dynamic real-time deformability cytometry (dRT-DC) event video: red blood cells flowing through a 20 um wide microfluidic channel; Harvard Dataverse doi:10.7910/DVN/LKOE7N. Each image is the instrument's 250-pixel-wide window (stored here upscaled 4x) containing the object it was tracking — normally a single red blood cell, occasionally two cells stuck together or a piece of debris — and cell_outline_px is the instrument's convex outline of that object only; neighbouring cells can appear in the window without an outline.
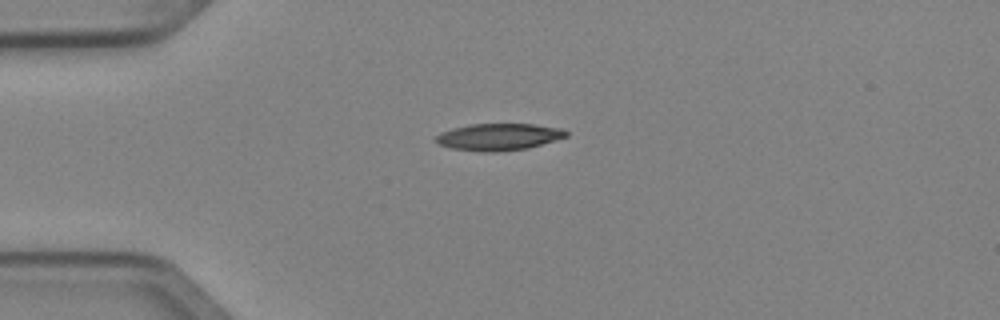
{"species": "Egyptian fruit bat (a non-hibernating species)", "species_latin": "Rousettus aegyptiacus", "temperature_condition": "cold", "stored_images_in_passage": 4, "camera_frame_rate_fps": 3000, "um_per_image_px": 0.085, "animal": {"sex": "female"}, "frame": {"image": 1, "passage_image": 1, "time_ms": 0.0, "image_size_px": [1000, 320], "cell_outline_px": [[568, 136], [528, 148], [492, 152], [488, 152], [452, 148], [440, 144], [432, 140], [440, 132], [452, 128], [468, 124], [536, 124], [564, 128], [568, 132]], "centroid_in_image_um": [42.4, 11.62], "position_along_channel_um": 42.6, "area_um2": 20.46}}
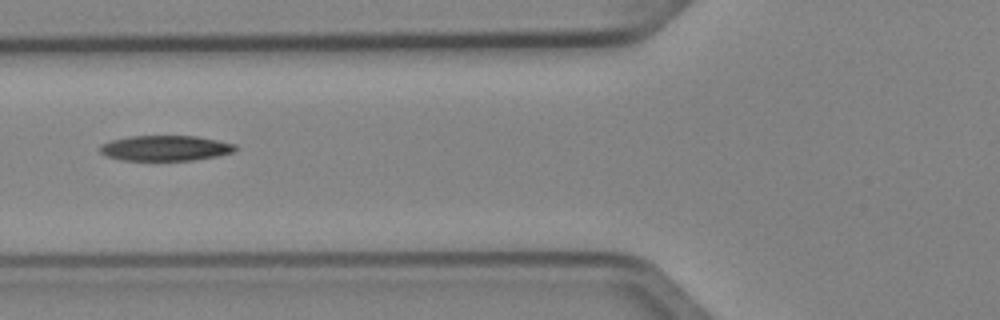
{"frame": {"image": 2, "passage_image": 3, "time_ms": 0.667, "image_size_px": [1000, 320], "cell_outline_px": [[236, 148], [232, 152], [216, 156], [192, 160], [124, 160], [108, 156], [100, 152], [100, 144], [112, 140], [128, 136], [196, 136], [236, 144]], "centroid_in_image_um": [14.04, 12.58], "position_along_channel_um": 111.8, "area_um2": 19.77}}